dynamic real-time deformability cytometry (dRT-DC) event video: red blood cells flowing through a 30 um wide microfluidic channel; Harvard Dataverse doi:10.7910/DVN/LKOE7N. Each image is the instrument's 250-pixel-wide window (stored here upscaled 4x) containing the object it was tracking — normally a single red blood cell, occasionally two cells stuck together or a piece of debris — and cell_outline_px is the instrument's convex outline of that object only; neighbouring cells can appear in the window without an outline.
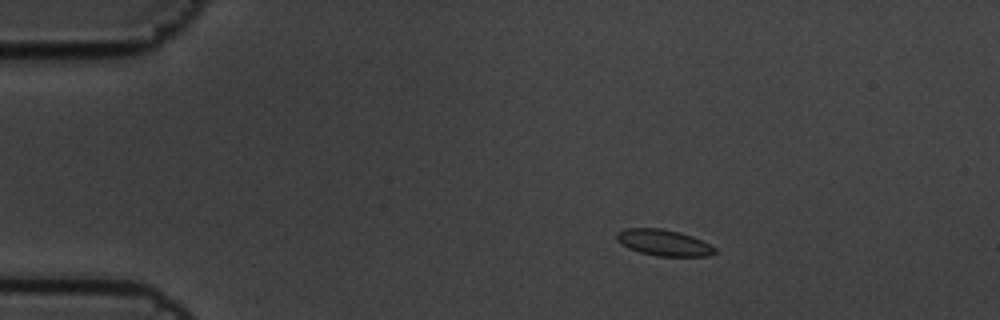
{"species": "common noctule bat (a hibernating species)", "species_latin": "Nyctalus noctula", "temperature_condition": "cold", "stored_images_in_passage": 4, "camera_frame_rate_fps": 3000, "um_per_image_px": 0.085, "animal": {"sex": "male", "body_mass_g": 19.5, "forearm_length_mm": 54.6}, "frame": {"image": 1, "passage_image": 2, "time_ms": 0.333, "image_size_px": [1000, 320], "cell_outline_px": [[716, 252], [708, 256], [656, 256], [640, 252], [628, 248], [620, 244], [616, 240], [616, 232], [624, 228], [660, 228], [680, 232], [692, 236], [716, 248]], "centroid_in_image_um": [56.36, 20.62], "position_along_channel_um": 28.6, "area_um2": 15.03}}